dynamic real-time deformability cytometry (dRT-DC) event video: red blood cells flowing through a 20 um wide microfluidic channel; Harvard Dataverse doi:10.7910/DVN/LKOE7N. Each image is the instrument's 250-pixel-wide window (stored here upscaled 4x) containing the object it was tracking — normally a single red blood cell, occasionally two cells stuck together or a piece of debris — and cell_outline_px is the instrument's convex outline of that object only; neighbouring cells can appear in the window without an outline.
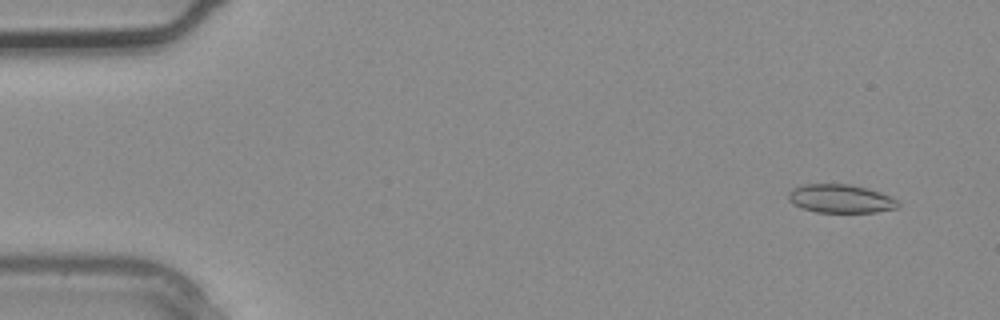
{"species": "common noctule bat (a hibernating species)", "species_latin": "Nyctalus noctula", "temperature_condition": "warm", "stored_images_in_passage": 4, "segment_of_instrument_passage": [2, 2], "camera_frame_rate_fps": 3000, "um_per_image_px": 0.085, "animal": {"sex": "male", "body_mass_g": 20.4}, "frame": {"image": 1, "passage_image": 4, "time_ms": 1.0, "image_size_px": [1000, 320], "cell_outline_px": [[900, 204], [896, 208], [876, 212], [816, 212], [800, 208], [792, 204], [788, 200], [788, 192], [792, 188], [804, 184], [852, 184], [880, 192], [896, 200]], "centroid_in_image_um": [71.39, 16.88], "position_along_channel_um": 13.6, "area_um2": 18.26}}